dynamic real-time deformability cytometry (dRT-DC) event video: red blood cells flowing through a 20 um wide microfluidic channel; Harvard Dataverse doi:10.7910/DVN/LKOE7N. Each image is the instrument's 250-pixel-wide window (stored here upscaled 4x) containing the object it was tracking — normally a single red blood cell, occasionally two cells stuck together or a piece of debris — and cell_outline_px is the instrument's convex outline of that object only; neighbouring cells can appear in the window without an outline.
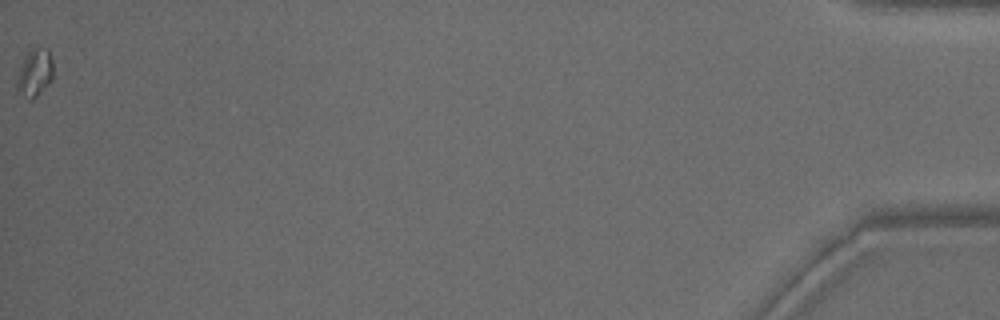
{"species": "common noctule bat (a hibernating species)", "species_latin": "Nyctalus noctula", "temperature_condition": "warm", "stored_images_in_passage": 39, "camera_frame_rate_fps": 3000, "um_per_image_px": 0.085, "animal": {"sex": "male", "body_mass_g": 15.6}, "frame": {"image": 1, "passage_image": 39, "time_ms": 12.667, "image_size_px": [1000, 320], "cell_outline_px": [[52, 80], [32, 100], [28, 100], [16, 88], [16, 84], [20, 68], [24, 56], [36, 44], [48, 48], [52, 60]], "centroid_in_image_um": [2.96, 6.13], "position_along_channel_um": 432.2, "area_um2": 10.17}}